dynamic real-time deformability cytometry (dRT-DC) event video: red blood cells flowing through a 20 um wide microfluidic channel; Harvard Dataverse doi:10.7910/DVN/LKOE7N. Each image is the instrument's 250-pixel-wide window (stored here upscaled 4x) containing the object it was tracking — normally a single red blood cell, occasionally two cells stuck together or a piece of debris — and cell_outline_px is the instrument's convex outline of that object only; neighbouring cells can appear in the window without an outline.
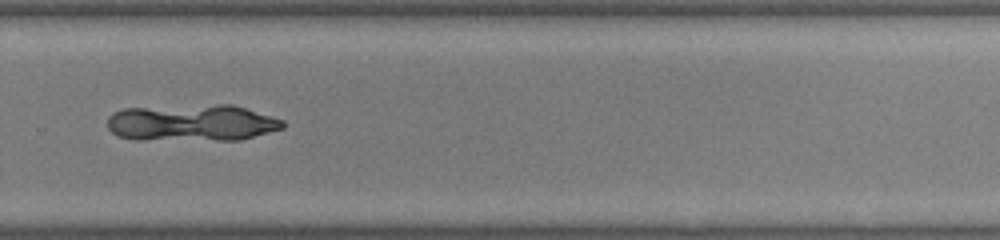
{"species": "common noctule bat (a hibernating species)", "species_latin": "Nyctalus noctula", "temperature_condition": "warm", "stored_images_in_passage": 21, "segment_of_instrument_passage": [2, 2], "camera_frame_rate_fps": 3000, "um_per_image_px": 0.085, "animal": {"sex": "male", "body_mass_g": 19.0, "forearm_length_mm": 50.8}, "frame": {"image": 1, "passage_image": 15, "time_ms": 4.667, "image_size_px": [1000, 240], "cell_outline_px": [[284, 124], [276, 128], [248, 136], [128, 136], [124, 112], [216, 108], [240, 108], [276, 120]], "centroid_in_image_um": [16.84, 10.44], "position_along_channel_um": 313.0, "area_um2": 26.93}}